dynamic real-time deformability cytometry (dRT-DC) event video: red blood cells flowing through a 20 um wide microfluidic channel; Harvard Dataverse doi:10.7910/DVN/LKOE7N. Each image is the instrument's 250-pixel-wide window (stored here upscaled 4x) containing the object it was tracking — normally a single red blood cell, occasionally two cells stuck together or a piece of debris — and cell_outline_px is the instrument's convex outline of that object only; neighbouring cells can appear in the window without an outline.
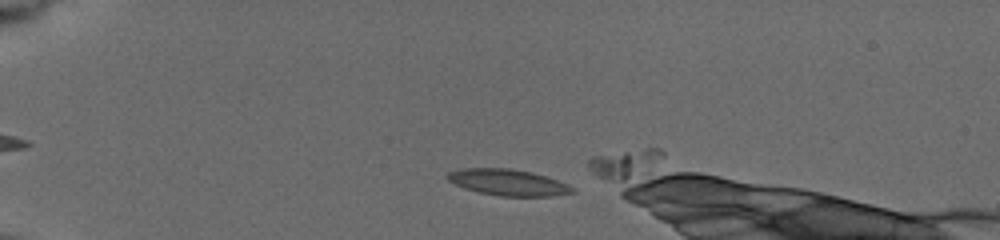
{"species": "common noctule bat (a hibernating species)", "species_latin": "Nyctalus noctula", "temperature_condition": "cold", "stored_images_in_passage": 15, "camera_frame_rate_fps": 3000, "um_per_image_px": 0.085, "animal": {"sex": "female", "body_mass_g": 19.5, "forearm_length_mm": 54.1}, "frame": {"image": 1, "passage_image": 5, "time_ms": 1.0, "image_size_px": [1000, 240], "cell_outline_px": [[576, 192], [552, 196], [500, 196], [480, 192], [464, 188], [448, 180], [444, 176], [448, 172], [464, 168], [508, 168], [532, 172], [568, 184]], "centroid_in_image_um": [43.16, 15.5], "position_along_channel_um": 41.8, "area_um2": 18.96}}